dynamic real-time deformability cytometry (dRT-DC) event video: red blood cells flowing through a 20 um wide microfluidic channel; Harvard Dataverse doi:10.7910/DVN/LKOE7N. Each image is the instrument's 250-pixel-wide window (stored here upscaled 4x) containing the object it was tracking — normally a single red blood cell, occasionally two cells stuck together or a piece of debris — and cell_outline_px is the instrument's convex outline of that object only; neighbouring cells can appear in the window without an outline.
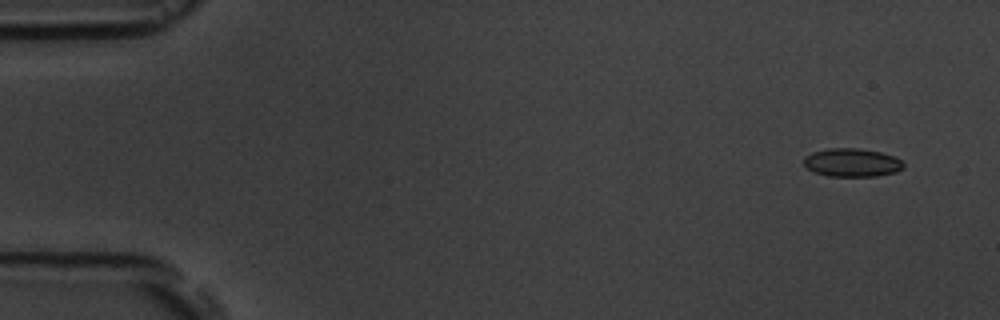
{"species": "common noctule bat (a hibernating species)", "species_latin": "Nyctalus noctula", "temperature_condition": "room temperature", "stored_images_in_passage": 4, "camera_frame_rate_fps": 3000, "um_per_image_px": 0.085, "animal": {"sex": "male", "body_mass_g": 19.5, "forearm_length_mm": 54.6}, "frame": {"image": 1, "passage_image": 1, "time_ms": 0.0, "image_size_px": [1000, 320], "cell_outline_px": [[904, 168], [896, 172], [876, 176], [828, 176], [816, 172], [808, 168], [804, 164], [804, 156], [812, 152], [828, 148], [860, 148], [880, 152], [892, 156], [900, 160], [904, 164]], "centroid_in_image_um": [72.42, 13.81], "position_along_channel_um": 12.6, "area_um2": 16.42}}
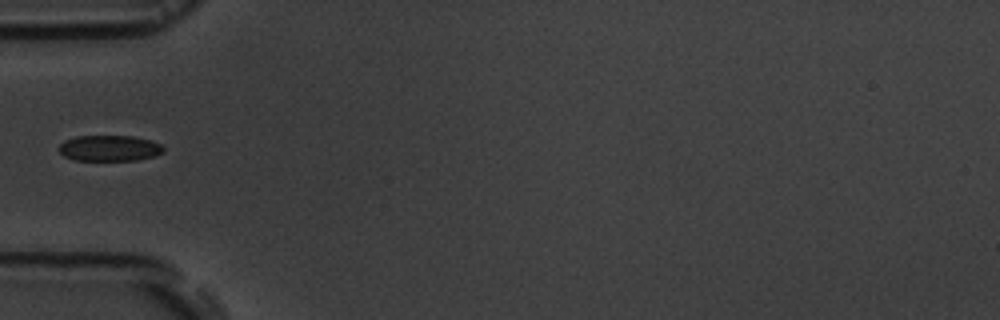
{"frame": {"image": 2, "passage_image": 4, "time_ms": 5.0, "image_size_px": [1000, 320], "cell_outline_px": [[164, 152], [156, 156], [136, 160], [72, 160], [64, 156], [60, 152], [60, 144], [64, 140], [76, 136], [132, 136], [148, 140], [160, 144], [164, 148]], "centroid_in_image_um": [9.3, 12.6], "position_along_channel_um": 75.7, "area_um2": 15.72}}